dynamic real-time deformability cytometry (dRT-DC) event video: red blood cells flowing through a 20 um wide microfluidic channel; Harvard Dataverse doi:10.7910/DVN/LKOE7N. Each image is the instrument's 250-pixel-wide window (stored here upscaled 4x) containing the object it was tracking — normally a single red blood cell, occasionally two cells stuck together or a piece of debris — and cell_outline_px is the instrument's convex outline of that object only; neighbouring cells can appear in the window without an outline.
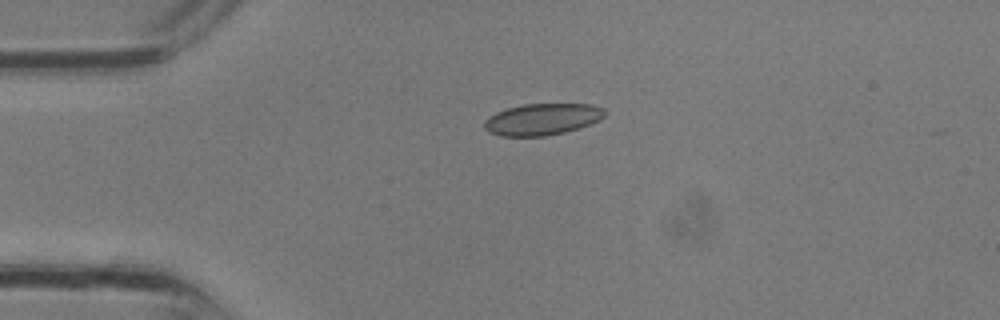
{"species": "common noctule bat (a hibernating species)", "species_latin": "Nyctalus noctula", "temperature_condition": "room temperature", "stored_images_in_passage": 4, "camera_frame_rate_fps": 3000, "um_per_image_px": 0.085, "animal": {"sex": "male", "body_mass_g": 13.3}, "frame": {"image": 1, "passage_image": 1, "time_ms": 0.0, "image_size_px": [1000, 320], "cell_outline_px": [[608, 112], [600, 120], [580, 128], [564, 132], [544, 136], [500, 136], [488, 132], [484, 128], [484, 120], [488, 116], [496, 112], [508, 108], [524, 104], [592, 104], [604, 108]], "centroid_in_image_um": [46.1, 10.14], "position_along_channel_um": 38.9, "area_um2": 22.37}}